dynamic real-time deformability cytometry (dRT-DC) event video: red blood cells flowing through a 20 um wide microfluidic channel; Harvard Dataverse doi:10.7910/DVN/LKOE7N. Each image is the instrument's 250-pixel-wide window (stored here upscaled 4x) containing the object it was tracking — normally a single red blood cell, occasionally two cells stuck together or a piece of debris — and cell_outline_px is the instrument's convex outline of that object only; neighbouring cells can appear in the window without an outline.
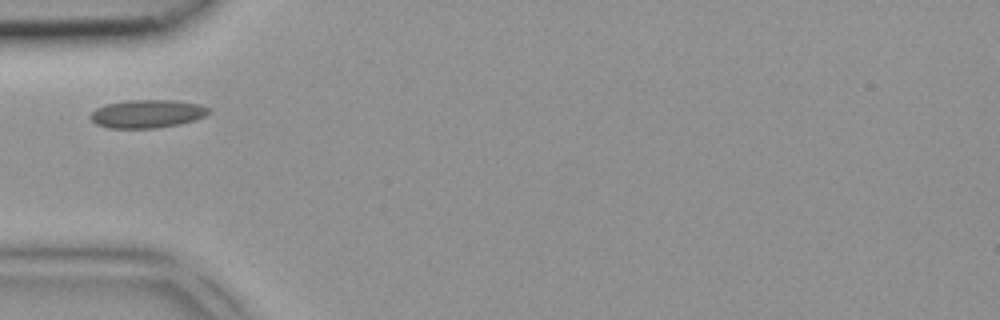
{"species": "common noctule bat (a hibernating species)", "species_latin": "Nyctalus noctula", "temperature_condition": "room temperature", "stored_images_in_passage": 1, "camera_frame_rate_fps": 3000, "um_per_image_px": 0.085, "animal": {"sex": "female", "body_mass_g": 18.4}, "frame": {"image": 1, "passage_image": 1, "time_ms": 0.0, "image_size_px": [1000, 320], "cell_outline_px": [[208, 112], [204, 116], [180, 124], [156, 128], [108, 128], [96, 124], [88, 116], [96, 108], [104, 104], [128, 100], [176, 100], [200, 104], [208, 108]], "centroid_in_image_um": [12.46, 9.67], "position_along_channel_um": 72.5, "area_um2": 19.42}}